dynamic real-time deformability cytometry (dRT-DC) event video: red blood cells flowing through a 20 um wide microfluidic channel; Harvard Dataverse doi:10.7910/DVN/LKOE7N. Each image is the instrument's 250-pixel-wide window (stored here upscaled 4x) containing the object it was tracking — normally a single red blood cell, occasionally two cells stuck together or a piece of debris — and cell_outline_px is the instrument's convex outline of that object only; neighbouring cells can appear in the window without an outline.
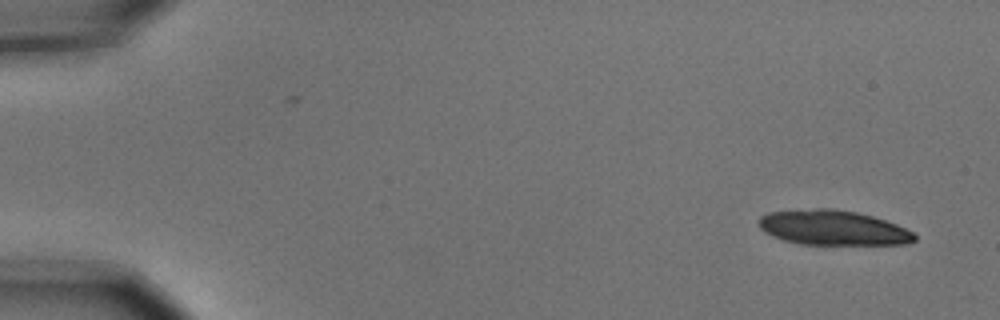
{"species": "common noctule bat (a hibernating species)", "species_latin": "Nyctalus noctula", "temperature_condition": "cold", "stored_images_in_passage": 2, "camera_frame_rate_fps": 3000, "um_per_image_px": 0.085, "animal": {"sex": "male", "body_mass_g": 15.6}, "frame": {"image": 1, "passage_image": 2, "time_ms": 0.333, "image_size_px": [1000, 320], "cell_outline_px": [[916, 240], [908, 244], [800, 244], [784, 240], [772, 236], [764, 232], [760, 228], [760, 216], [768, 212], [816, 208], [832, 208], [856, 212], [872, 216], [896, 224], [912, 232], [916, 236]], "centroid_in_image_um": [70.79, 19.36], "position_along_channel_um": 14.2, "area_um2": 31.5}}